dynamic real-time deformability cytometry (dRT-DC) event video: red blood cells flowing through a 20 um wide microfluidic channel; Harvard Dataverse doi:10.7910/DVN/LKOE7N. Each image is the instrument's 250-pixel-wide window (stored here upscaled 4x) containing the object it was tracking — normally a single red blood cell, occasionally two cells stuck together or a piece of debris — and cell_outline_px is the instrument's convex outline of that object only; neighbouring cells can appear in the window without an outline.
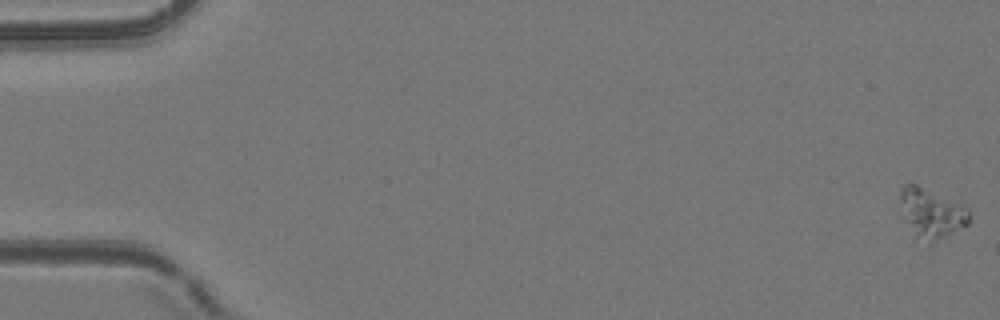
{"species": "common noctule bat (a hibernating species)", "species_latin": "Nyctalus noctula", "temperature_condition": "room temperature", "stored_images_in_passage": 56, "camera_frame_rate_fps": 3000, "um_per_image_px": 0.085, "animal": {"sex": "female", "body_mass_g": 24.6, "forearm_length_mm": 56.2}, "frame": {"image": 1, "passage_image": 1, "time_ms": 0.0, "image_size_px": [1000, 320], "cell_outline_px": [[968, 224], [932, 244], [908, 220], [900, 200], [900, 192], [904, 184], [908, 180], [912, 180], [960, 204], [968, 212]], "centroid_in_image_um": [79.2, 17.99], "position_along_channel_um": 5.8, "area_um2": 18.73}}
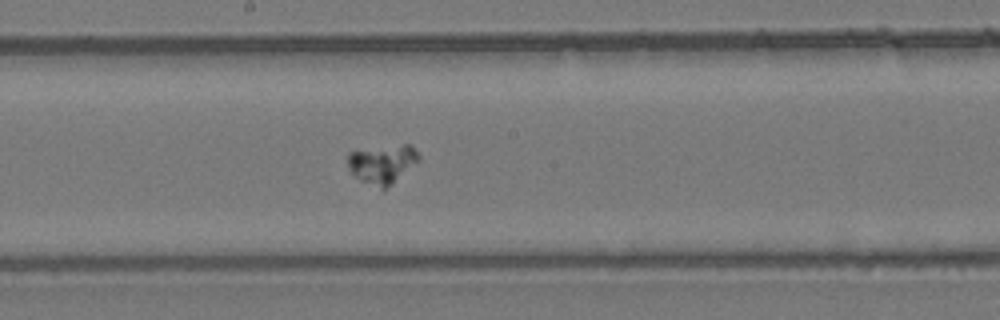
{"frame": {"image": 2, "passage_image": 31, "time_ms": 10.0, "image_size_px": [1000, 320], "cell_outline_px": [[420, 160], [384, 192], [380, 192], [360, 180], [348, 168], [348, 152], [404, 144], [408, 144], [420, 156]], "centroid_in_image_um": [32.51, 14.01], "position_along_channel_um": 215.7, "area_um2": 16.24}}
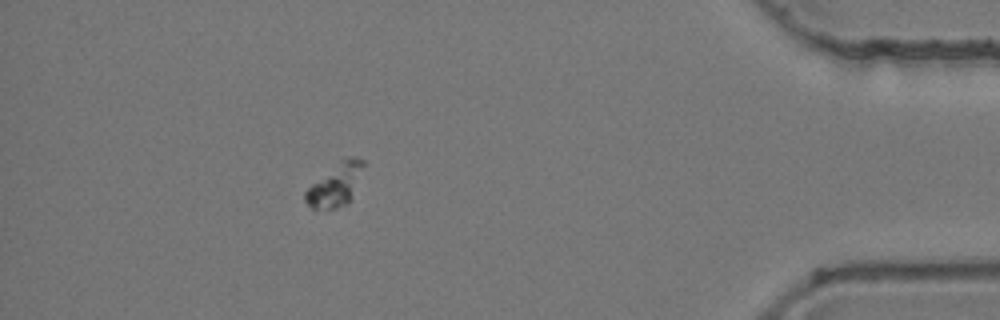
{"frame": {"image": 3, "passage_image": 50, "time_ms": 16.333, "image_size_px": [1000, 320], "cell_outline_px": [[364, 164], [348, 204], [336, 208], [312, 208], [304, 200], [304, 192], [312, 184], [344, 156], [356, 156], [364, 160]], "centroid_in_image_um": [28.51, 15.68], "position_along_channel_um": 406.7, "area_um2": 14.16}}